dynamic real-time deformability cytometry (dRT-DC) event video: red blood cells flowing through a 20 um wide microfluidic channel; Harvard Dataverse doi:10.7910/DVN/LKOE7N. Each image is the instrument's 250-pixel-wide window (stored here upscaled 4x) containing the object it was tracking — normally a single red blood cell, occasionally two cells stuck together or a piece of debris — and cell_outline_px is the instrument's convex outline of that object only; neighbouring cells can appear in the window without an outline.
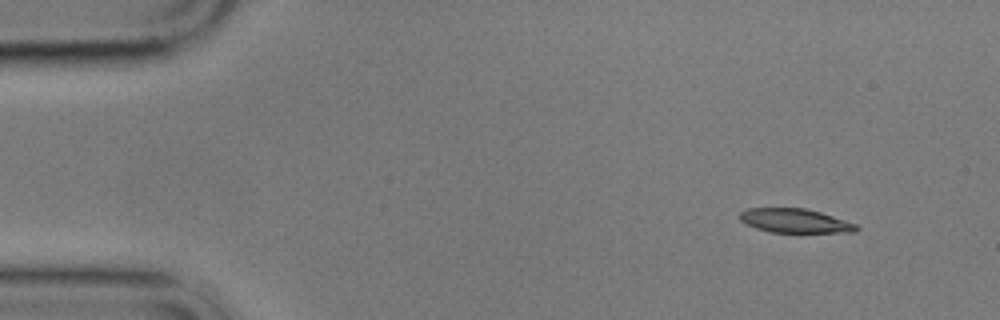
{"species": "common noctule bat (a hibernating species)", "species_latin": "Nyctalus noctula", "temperature_condition": "cold", "stored_images_in_passage": 4, "camera_frame_rate_fps": 3000, "um_per_image_px": 0.085, "animal": {"sex": "male", "body_mass_g": 17.9}, "frame": {"image": 1, "passage_image": 1, "time_ms": 0.0, "image_size_px": [1000, 320], "cell_outline_px": [[860, 228], [856, 232], [768, 232], [756, 228], [740, 220], [740, 212], [748, 208], [804, 208], [820, 212], [856, 224]], "centroid_in_image_um": [67.57, 18.76], "position_along_channel_um": 17.4, "area_um2": 16.18}}
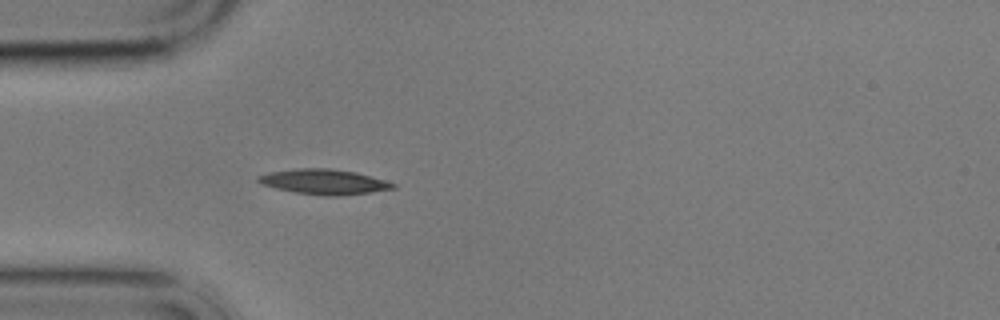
{"frame": {"image": 2, "passage_image": 4, "time_ms": 3.667, "image_size_px": [1000, 320], "cell_outline_px": [[396, 188], [372, 192], [336, 196], [324, 196], [296, 192], [276, 188], [260, 184], [256, 180], [256, 176], [268, 172], [296, 168], [328, 168], [356, 172], [384, 180], [396, 184]], "centroid_in_image_um": [27.5, 15.45], "position_along_channel_um": 57.5, "area_um2": 19.77}}